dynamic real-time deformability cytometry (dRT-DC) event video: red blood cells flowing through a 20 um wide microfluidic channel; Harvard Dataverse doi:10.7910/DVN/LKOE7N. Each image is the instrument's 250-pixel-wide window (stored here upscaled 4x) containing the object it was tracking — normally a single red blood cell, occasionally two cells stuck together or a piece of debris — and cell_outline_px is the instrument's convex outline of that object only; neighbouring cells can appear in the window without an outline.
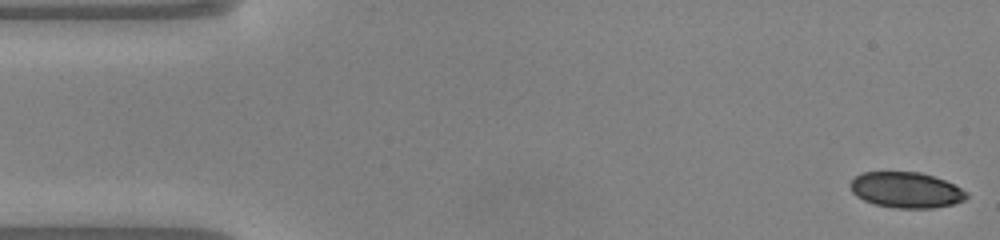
{"species": "common noctule bat (a hibernating species)", "species_latin": "Nyctalus noctula", "temperature_condition": "warm", "stored_images_in_passage": 49, "camera_frame_rate_fps": 3000, "um_per_image_px": 0.085, "animal": {"sex": "male", "body_mass_g": 20.0, "forearm_length_mm": 53.3}, "frame": {"image": 1, "passage_image": 1, "time_ms": 0.0, "image_size_px": [1000, 240], "cell_outline_px": [[968, 196], [964, 200], [952, 204], [932, 208], [896, 208], [876, 204], [864, 200], [856, 196], [852, 192], [848, 184], [860, 172], [920, 172], [944, 180], [968, 192]], "centroid_in_image_um": [76.99, 16.14], "position_along_channel_um": 8.0, "area_um2": 24.1}}
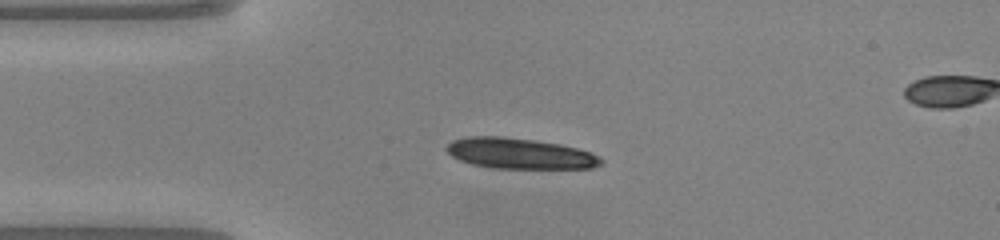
{"frame": {"image": 2, "passage_image": 11, "time_ms": 3.333, "image_size_px": [1000, 240], "cell_outline_px": [[604, 164], [592, 168], [488, 168], [472, 164], [460, 160], [452, 156], [444, 148], [452, 140], [468, 136], [504, 136], [536, 140], [560, 144], [592, 152], [600, 156], [604, 160]], "centroid_in_image_um": [44.2, 13.04], "position_along_channel_um": 40.8, "area_um2": 27.92}}
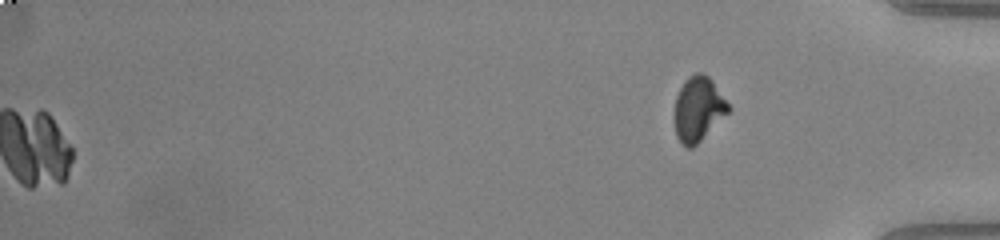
{"frame": {"image": 3, "passage_image": 49, "time_ms": 16.0, "image_size_px": [1000, 240], "cell_outline_px": [[732, 108], [692, 148], [688, 148], [676, 136], [672, 120], [672, 116], [676, 96], [684, 80], [688, 76], [696, 72], [704, 72], [712, 80]], "centroid_in_image_um": [59.31, 9.23], "position_along_channel_um": 375.9, "area_um2": 20.46}}